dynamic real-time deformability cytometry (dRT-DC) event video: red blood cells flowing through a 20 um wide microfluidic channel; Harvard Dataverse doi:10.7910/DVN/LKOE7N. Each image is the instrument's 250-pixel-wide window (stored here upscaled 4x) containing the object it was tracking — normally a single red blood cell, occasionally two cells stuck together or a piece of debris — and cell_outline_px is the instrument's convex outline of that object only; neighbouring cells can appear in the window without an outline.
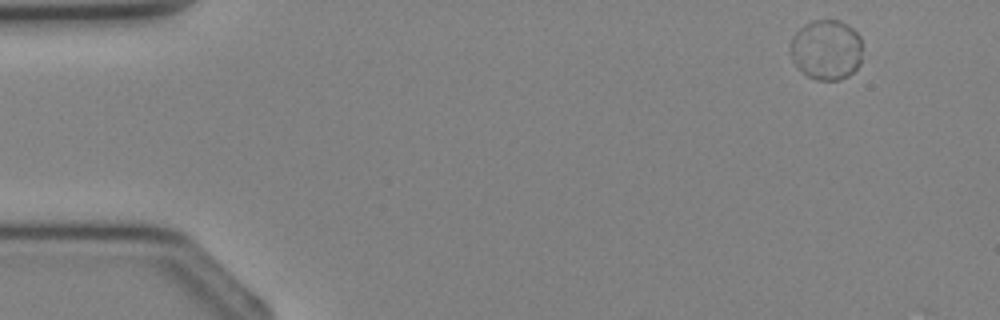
{"species": "Egyptian fruit bat (a non-hibernating species)", "species_latin": "Rousettus aegyptiacus", "temperature_condition": "cold", "stored_images_in_passage": 3, "camera_frame_rate_fps": 3000, "um_per_image_px": 0.085, "animal": {"sex": "female"}, "frame": {"image": 1, "passage_image": 1, "time_ms": 0.0, "image_size_px": [1000, 320], "cell_outline_px": [[860, 64], [848, 76], [840, 80], [816, 80], [808, 76], [792, 60], [788, 48], [792, 36], [804, 24], [812, 20], [840, 20], [852, 28], [860, 36]], "centroid_in_image_um": [70.21, 4.22], "position_along_channel_um": 14.8, "area_um2": 25.32}}
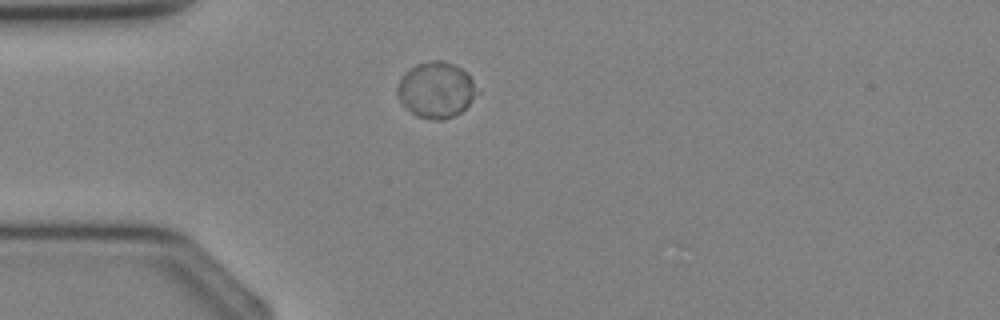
{"frame": {"image": 2, "passage_image": 3, "time_ms": 2.333, "image_size_px": [1000, 320], "cell_outline_px": [[480, 92], [460, 112], [452, 116], [440, 120], [432, 120], [416, 116], [400, 100], [396, 92], [396, 88], [404, 72], [416, 64], [432, 60], [444, 60], [460, 68], [472, 80]], "centroid_in_image_um": [37.06, 7.63], "position_along_channel_um": 47.9, "area_um2": 25.72}}